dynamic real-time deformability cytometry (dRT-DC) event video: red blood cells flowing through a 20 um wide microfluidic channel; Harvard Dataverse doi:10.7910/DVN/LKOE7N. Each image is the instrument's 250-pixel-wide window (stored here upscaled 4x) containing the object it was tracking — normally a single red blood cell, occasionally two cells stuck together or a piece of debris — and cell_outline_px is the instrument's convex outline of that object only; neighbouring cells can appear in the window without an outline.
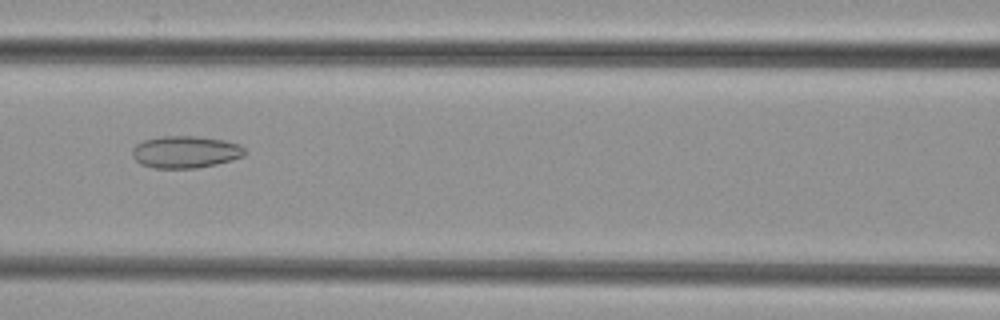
{"species": "common noctule bat (a hibernating species)", "species_latin": "Nyctalus noctula", "temperature_condition": "cold", "stored_images_in_passage": 37, "camera_frame_rate_fps": 3000, "um_per_image_px": 0.085, "animal": {"sex": "female", "body_mass_g": 29.2, "forearm_length_mm": 56.3}, "frame": {"image": 1, "passage_image": 9, "time_ms": 2.667, "image_size_px": [1000, 320], "cell_outline_px": [[248, 152], [244, 156], [232, 160], [216, 164], [196, 168], [156, 168], [140, 164], [132, 156], [132, 148], [136, 144], [144, 140], [160, 136], [196, 136], [224, 140], [240, 144]], "centroid_in_image_um": [15.78, 12.91], "position_along_channel_um": 150.8, "area_um2": 21.21}}
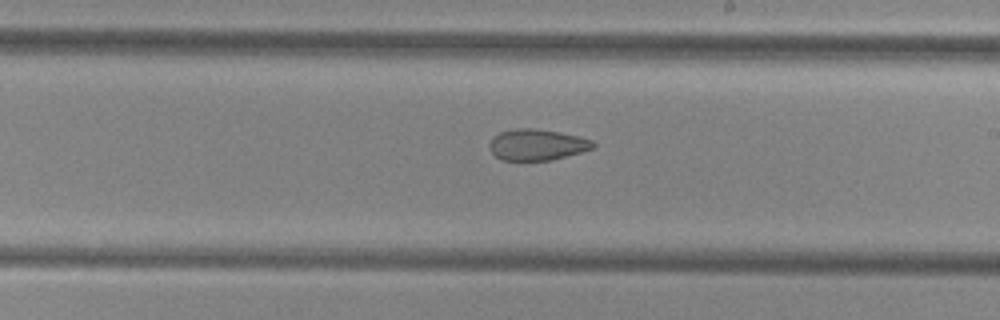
{"frame": {"image": 2, "passage_image": 16, "time_ms": 5.0, "image_size_px": [1000, 320], "cell_outline_px": [[596, 144], [592, 148], [580, 152], [552, 160], [500, 160], [492, 152], [488, 144], [492, 136], [500, 132], [516, 128], [532, 128], [560, 132], [580, 136], [592, 140]], "centroid_in_image_um": [45.62, 12.29], "position_along_channel_um": 243.4, "area_um2": 18.84}}
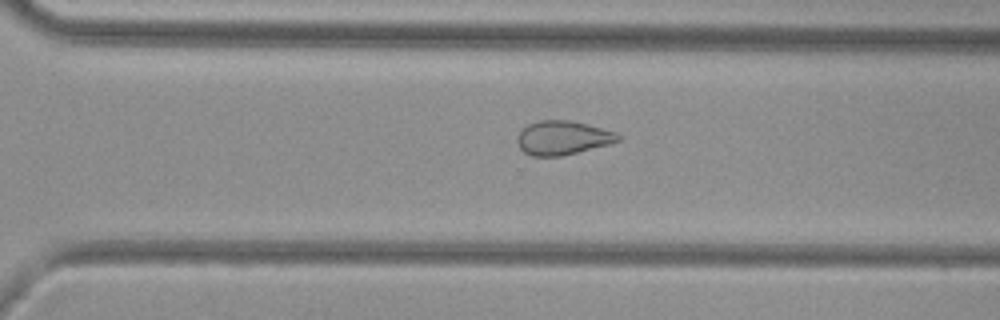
{"frame": {"image": 3, "passage_image": 22, "time_ms": 7.0, "image_size_px": [1000, 320], "cell_outline_px": [[620, 140], [608, 144], [560, 156], [532, 156], [524, 152], [520, 148], [516, 140], [516, 136], [528, 124], [540, 120], [572, 120], [616, 132], [620, 136]], "centroid_in_image_um": [47.8, 11.7], "position_along_channel_um": 322.8, "area_um2": 19.77}}